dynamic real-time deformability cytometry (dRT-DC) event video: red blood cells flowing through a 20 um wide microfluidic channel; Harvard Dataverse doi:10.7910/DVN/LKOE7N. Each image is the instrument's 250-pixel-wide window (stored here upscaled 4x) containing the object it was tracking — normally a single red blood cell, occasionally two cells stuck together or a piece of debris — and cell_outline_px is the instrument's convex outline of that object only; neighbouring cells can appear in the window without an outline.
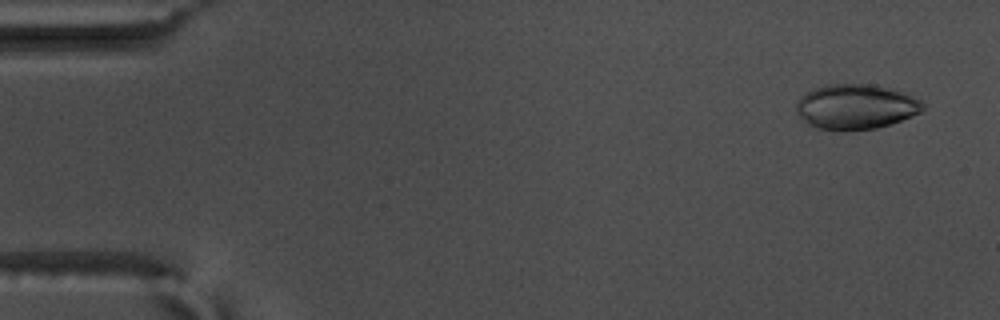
{"species": "common noctule bat (a hibernating species)", "species_latin": "Nyctalus noctula", "temperature_condition": "warm", "stored_images_in_passage": 56, "camera_frame_rate_fps": 3000, "um_per_image_px": 0.085, "animal": {"sex": "male", "body_mass_g": 17.5, "forearm_length_mm": 52.3}, "frame": {"image": 1, "passage_image": 3, "time_ms": 0.667, "image_size_px": [1000, 320], "cell_outline_px": [[924, 108], [920, 112], [912, 116], [876, 128], [844, 132], [816, 128], [804, 124], [796, 112], [796, 100], [804, 92], [828, 84], [872, 84], [896, 88], [920, 100], [924, 104]], "centroid_in_image_um": [72.69, 9.08], "position_along_channel_um": 12.3, "area_um2": 33.93}}
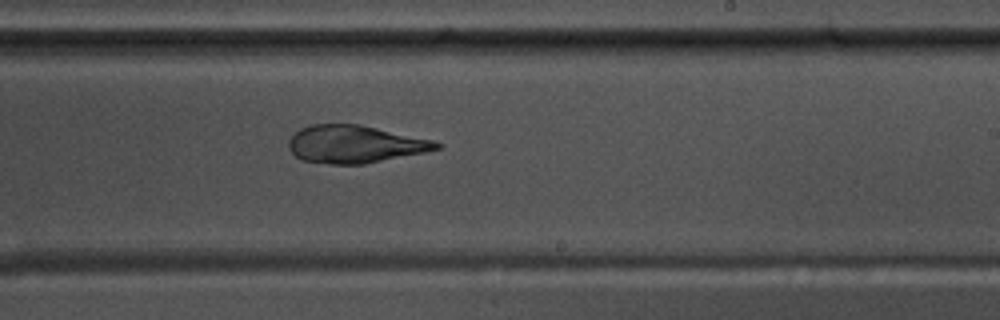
{"frame": {"image": 2, "passage_image": 34, "time_ms": 11.0, "image_size_px": [1000, 320], "cell_outline_px": [[444, 144], [440, 148], [424, 152], [364, 164], [332, 164], [300, 160], [288, 148], [288, 140], [300, 128], [312, 124], [360, 124], [432, 140]], "centroid_in_image_um": [30.13, 12.25], "position_along_channel_um": 258.9, "area_um2": 32.25}}
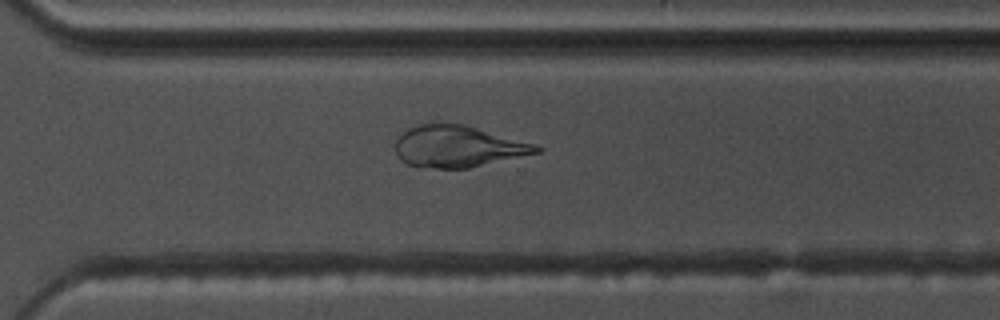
{"frame": {"image": 3, "passage_image": 40, "time_ms": 13.0, "image_size_px": [1000, 320], "cell_outline_px": [[544, 148], [540, 152], [468, 168], [436, 168], [408, 164], [400, 160], [396, 152], [396, 140], [408, 128], [420, 124], [464, 124], [536, 144]], "centroid_in_image_um": [38.95, 12.45], "position_along_channel_um": 331.7, "area_um2": 33.76}}